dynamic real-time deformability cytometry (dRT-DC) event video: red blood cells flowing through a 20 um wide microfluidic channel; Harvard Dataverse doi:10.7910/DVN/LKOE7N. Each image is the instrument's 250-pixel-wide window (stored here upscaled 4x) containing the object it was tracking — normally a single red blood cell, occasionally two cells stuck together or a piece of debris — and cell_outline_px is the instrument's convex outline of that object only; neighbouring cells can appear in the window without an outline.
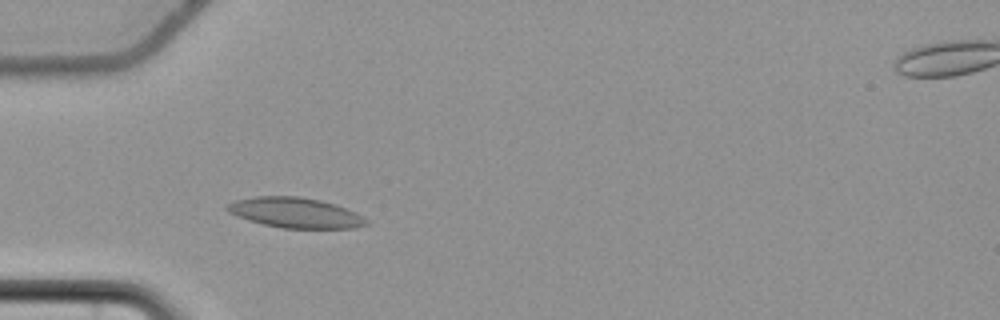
{"species": "common noctule bat (a hibernating species)", "species_latin": "Nyctalus noctula", "temperature_condition": "cold", "stored_images_in_passage": 52, "camera_frame_rate_fps": 3000, "um_per_image_px": 0.085, "animal": {"sex": "female", "body_mass_g": 22.7, "forearm_length_mm": 54.2}, "frame": {"image": 1, "passage_image": 13, "time_ms": 4.0, "image_size_px": [1000, 320], "cell_outline_px": [[368, 224], [356, 228], [280, 228], [248, 220], [228, 212], [224, 208], [232, 200], [256, 196], [300, 196], [320, 200], [336, 204], [368, 220]], "centroid_in_image_um": [25.05, 18.07], "position_along_channel_um": 60.0, "area_um2": 24.45}}
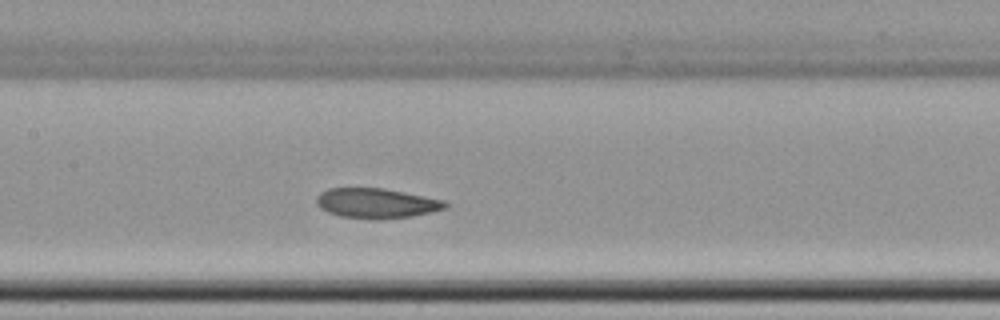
{"frame": {"image": 2, "passage_image": 23, "time_ms": 7.333, "image_size_px": [1000, 320], "cell_outline_px": [[448, 204], [444, 208], [412, 216], [380, 220], [372, 220], [340, 216], [328, 212], [320, 208], [316, 204], [316, 196], [320, 192], [328, 188], [384, 188], [444, 200]], "centroid_in_image_um": [31.93, 17.28], "position_along_channel_um": 175.5, "area_um2": 22.54}}
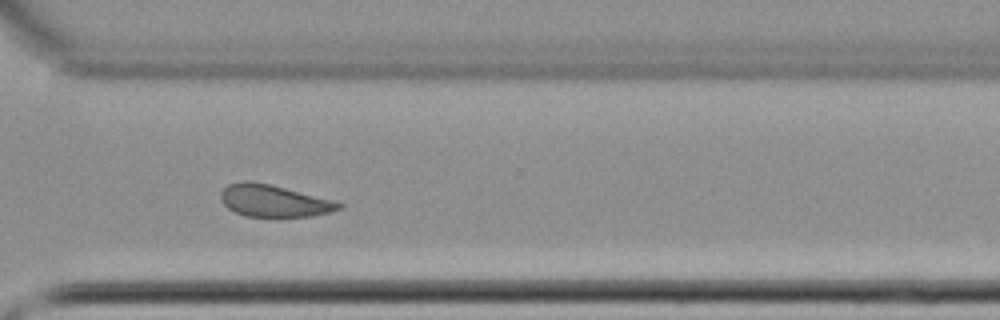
{"frame": {"image": 3, "passage_image": 37, "time_ms": 12.0, "image_size_px": [1000, 320], "cell_outline_px": [[344, 204], [340, 208], [328, 212], [312, 216], [276, 220], [244, 216], [228, 208], [220, 200], [220, 192], [228, 184], [240, 180], [248, 180], [268, 184], [332, 200]], "centroid_in_image_um": [23.22, 17.12], "position_along_channel_um": 347.4, "area_um2": 22.66}, "authors_computed_cell_mechanics": {"area_um2": 22.9755, "velocity_mm_per_s": 3.6713, "shape_relaxation_time_tau1_ms": null, "shape_relaxation_time_tau2_ms": 5.6638, "deformation_change_tau1": null, "deformation_change_tau2": 0.0924}}